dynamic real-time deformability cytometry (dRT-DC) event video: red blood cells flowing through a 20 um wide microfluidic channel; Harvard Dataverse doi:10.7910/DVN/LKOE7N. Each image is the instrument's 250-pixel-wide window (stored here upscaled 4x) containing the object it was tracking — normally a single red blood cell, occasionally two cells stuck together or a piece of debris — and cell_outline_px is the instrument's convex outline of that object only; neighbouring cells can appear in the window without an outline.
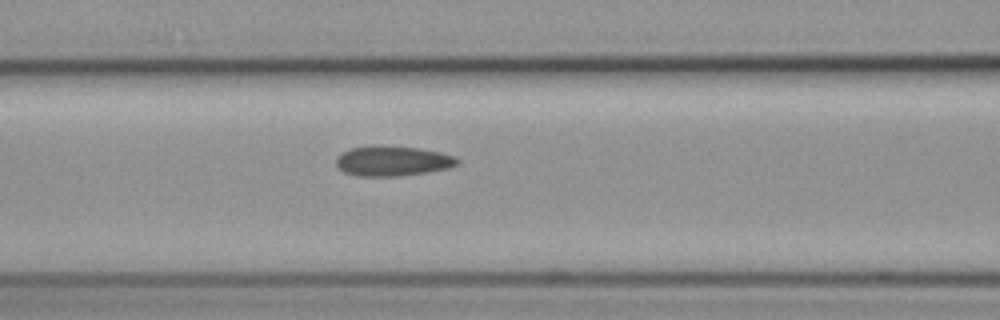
{"species": "common noctule bat (a hibernating species)", "species_latin": "Nyctalus noctula", "temperature_condition": "cold", "stored_images_in_passage": 7, "camera_frame_rate_fps": 3000, "um_per_image_px": 0.085, "animal": {"sex": "female", "body_mass_g": 19.3, "forearm_length_mm": 54.1}, "frame": {"image": 1, "passage_image": 7, "time_ms": 8.333, "image_size_px": [1000, 320], "cell_outline_px": [[460, 164], [448, 168], [428, 172], [396, 176], [356, 176], [344, 172], [336, 168], [336, 156], [352, 148], [372, 144], [416, 148], [440, 152], [456, 156], [460, 160]], "centroid_in_image_um": [33.36, 13.68], "position_along_channel_um": 133.2, "area_um2": 21.5}}